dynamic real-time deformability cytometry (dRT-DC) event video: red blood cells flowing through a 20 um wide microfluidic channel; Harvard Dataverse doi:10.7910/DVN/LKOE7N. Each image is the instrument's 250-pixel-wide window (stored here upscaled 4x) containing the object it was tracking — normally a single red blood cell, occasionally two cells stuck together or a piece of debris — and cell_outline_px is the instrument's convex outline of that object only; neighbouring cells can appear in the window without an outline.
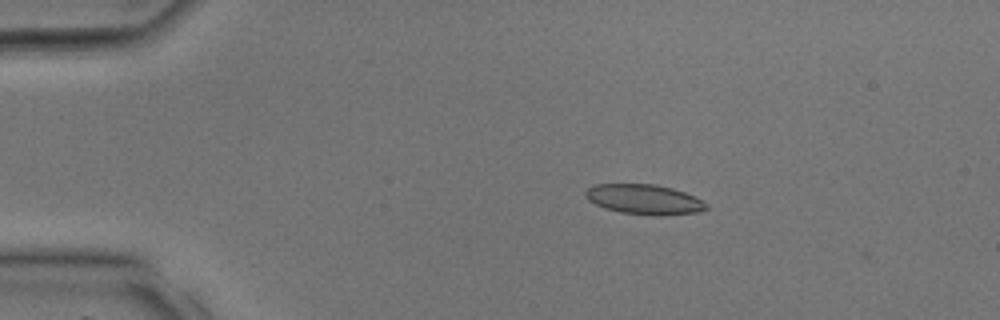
{"species": "common noctule bat (a hibernating species)", "species_latin": "Nyctalus noctula", "temperature_condition": "room temperature", "stored_images_in_passage": 4, "camera_frame_rate_fps": 3000, "um_per_image_px": 0.085, "animal": {"sex": "male", "body_mass_g": 17.9, "forearm_length_mm": 54.2}, "frame": {"image": 1, "passage_image": 2, "time_ms": 0.333, "image_size_px": [1000, 320], "cell_outline_px": [[708, 208], [696, 212], [660, 216], [652, 216], [620, 212], [604, 208], [588, 200], [584, 196], [584, 192], [592, 184], [656, 184], [672, 188], [684, 192], [708, 204]], "centroid_in_image_um": [54.71, 16.95], "position_along_channel_um": 30.3, "area_um2": 21.15}}